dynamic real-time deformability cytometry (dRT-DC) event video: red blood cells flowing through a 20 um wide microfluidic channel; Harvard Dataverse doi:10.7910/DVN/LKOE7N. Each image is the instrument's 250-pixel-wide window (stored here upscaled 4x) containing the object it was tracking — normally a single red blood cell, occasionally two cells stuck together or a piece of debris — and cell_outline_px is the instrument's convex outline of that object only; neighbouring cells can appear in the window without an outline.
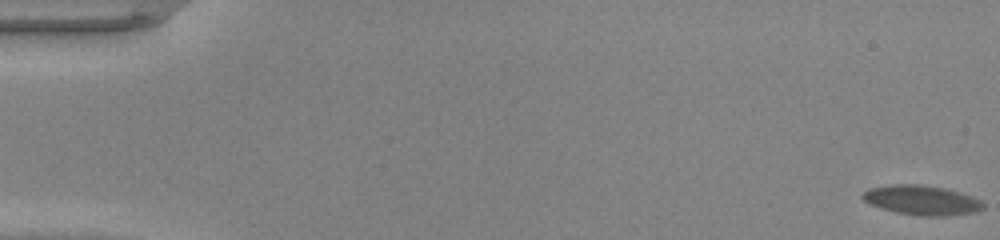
{"species": "common noctule bat (a hibernating species)", "species_latin": "Nyctalus noctula", "temperature_condition": "warm", "stored_images_in_passage": 51, "camera_frame_rate_fps": 3000, "um_per_image_px": 0.085, "animal": {"sex": "male", "body_mass_g": 20.0, "forearm_length_mm": 53.3}, "frame": {"image": 1, "passage_image": 1, "time_ms": 0.0, "image_size_px": [1000, 240], "cell_outline_px": [[984, 208], [976, 212], [948, 216], [916, 216], [896, 212], [880, 208], [864, 200], [860, 196], [868, 188], [892, 184], [916, 184], [944, 188], [972, 196], [980, 200], [984, 204]], "centroid_in_image_um": [78.35, 17.02], "position_along_channel_um": 6.7, "area_um2": 20.87}}
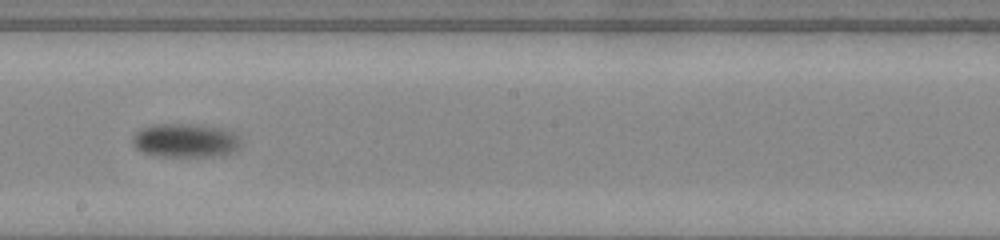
{"frame": {"image": 2, "passage_image": 30, "time_ms": 9.667, "image_size_px": [1000, 240], "cell_outline_px": [[240, 148], [236, 152], [220, 156], [156, 156], [144, 152], [136, 148], [132, 144], [132, 136], [136, 132], [152, 124], [192, 124], [216, 128], [232, 132], [240, 136]], "centroid_in_image_um": [15.77, 11.96], "position_along_channel_um": 232.4, "area_um2": 21.39}}
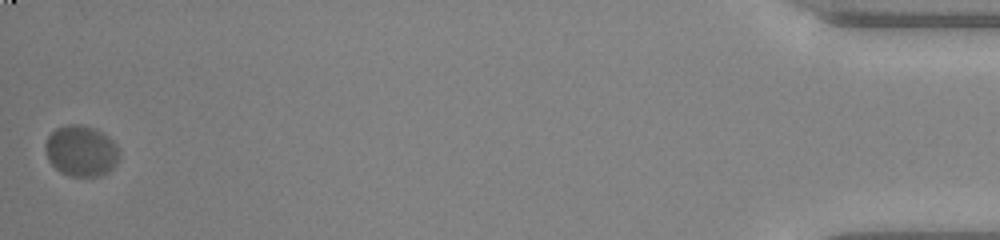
{"frame": {"image": 3, "passage_image": 51, "time_ms": 16.667, "image_size_px": [1000, 240], "cell_outline_px": [[120, 156], [116, 164], [108, 172], [100, 176], [68, 176], [60, 172], [48, 160], [44, 148], [44, 144], [48, 136], [56, 128], [68, 124], [80, 124], [96, 128], [108, 136], [116, 144], [120, 152]], "centroid_in_image_um": [6.9, 12.82], "position_along_channel_um": 428.3, "area_um2": 22.25}, "authors_computed_cell_mechanics": {"area_um2": 20.6924, "velocity_mm_per_s": 4.1176, "shape_relaxation_time_tau1_ms": 3.6032, "shape_relaxation_time_tau2_ms": null, "deformation_change_tau1": 0.1505, "deformation_change_tau2": null}}